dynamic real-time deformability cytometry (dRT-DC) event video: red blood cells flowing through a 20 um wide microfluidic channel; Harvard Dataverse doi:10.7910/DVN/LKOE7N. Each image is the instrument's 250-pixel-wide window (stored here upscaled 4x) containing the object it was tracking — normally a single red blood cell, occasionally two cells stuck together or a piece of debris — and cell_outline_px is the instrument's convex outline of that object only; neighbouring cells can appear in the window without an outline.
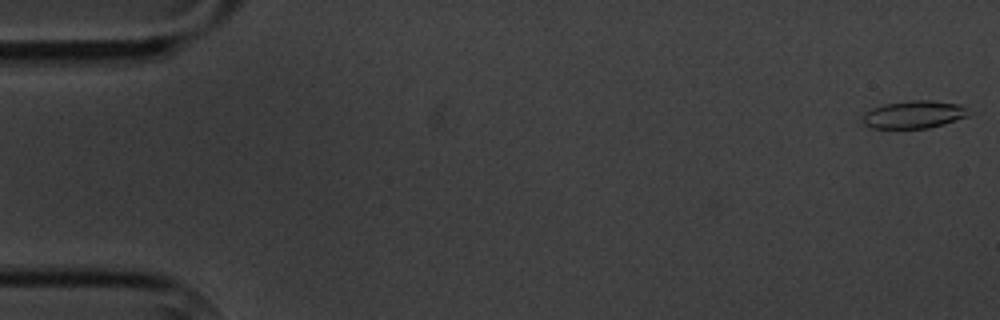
{"species": "common noctule bat (a hibernating species)", "species_latin": "Nyctalus noctula", "temperature_condition": "cold", "stored_images_in_passage": 6, "camera_frame_rate_fps": 3000, "um_per_image_px": 0.085, "animal": {"sex": "male", "body_mass_g": 20.1, "forearm_length_mm": 53.5}, "frame": {"image": 1, "passage_image": 1, "time_ms": 0.0, "image_size_px": [1000, 320], "cell_outline_px": [[968, 116], [944, 124], [928, 128], [872, 128], [860, 124], [860, 116], [864, 112], [872, 108], [884, 104], [912, 100], [932, 100], [960, 104], [968, 108]], "centroid_in_image_um": [77.62, 9.73], "position_along_channel_um": 7.4, "area_um2": 17.4}}